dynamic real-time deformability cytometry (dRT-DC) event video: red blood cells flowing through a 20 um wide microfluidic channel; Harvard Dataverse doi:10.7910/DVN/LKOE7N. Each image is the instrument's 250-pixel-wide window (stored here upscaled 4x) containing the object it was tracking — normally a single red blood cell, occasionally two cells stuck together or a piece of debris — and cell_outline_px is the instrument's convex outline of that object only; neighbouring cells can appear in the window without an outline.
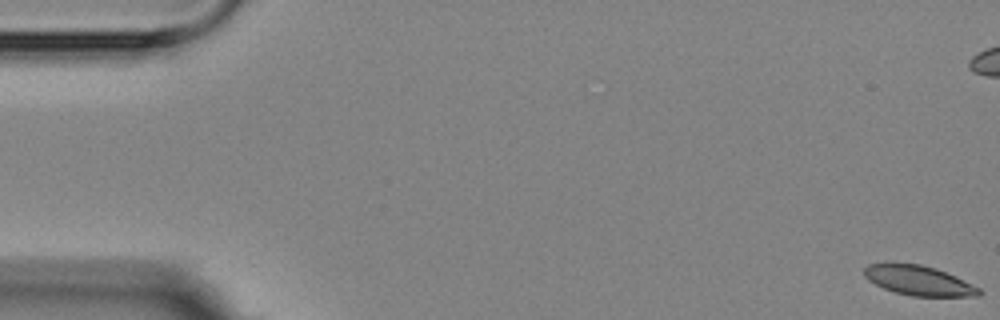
{"species": "Egyptian fruit bat (a non-hibernating species)", "species_latin": "Rousettus aegyptiacus", "temperature_condition": "room temperature", "stored_images_in_passage": 4, "camera_frame_rate_fps": 3000, "um_per_image_px": 0.085, "animal": {"sex": "female"}, "frame": {"image": 1, "passage_image": 1, "time_ms": 0.0, "image_size_px": [1000, 320], "cell_outline_px": [[984, 292], [980, 296], [912, 296], [896, 292], [884, 288], [868, 280], [864, 276], [864, 268], [868, 264], [892, 260], [920, 264], [936, 268], [956, 276], [980, 288]], "centroid_in_image_um": [78.06, 23.8], "position_along_channel_um": 6.9, "area_um2": 20.46}}